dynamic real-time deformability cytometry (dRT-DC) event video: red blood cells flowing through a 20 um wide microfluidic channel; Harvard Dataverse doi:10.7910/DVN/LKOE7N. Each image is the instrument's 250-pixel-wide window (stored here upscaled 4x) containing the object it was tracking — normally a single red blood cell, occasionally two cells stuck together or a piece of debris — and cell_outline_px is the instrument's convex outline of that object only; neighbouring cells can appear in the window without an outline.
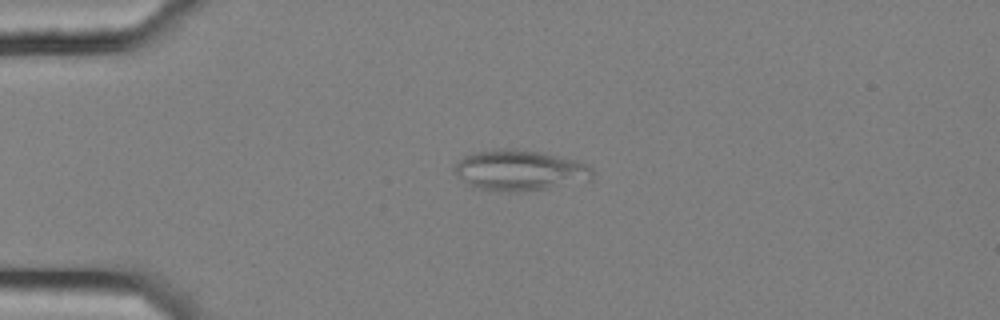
{"species": "common noctule bat (a hibernating species)", "species_latin": "Nyctalus noctula", "temperature_condition": "cold", "stored_images_in_passage": 3, "camera_frame_rate_fps": 3000, "um_per_image_px": 0.085, "animal": {"sex": "female", "body_mass_g": 25.1}, "frame": {"image": 1, "passage_image": 1, "time_ms": 0.0, "image_size_px": [1000, 320], "cell_outline_px": [[592, 180], [548, 188], [524, 192], [508, 192], [480, 188], [468, 184], [456, 176], [452, 168], [464, 156], [476, 152], [492, 148], [516, 148], [540, 152], [576, 160], [592, 168]], "centroid_in_image_um": [44.16, 14.47], "position_along_channel_um": 40.8, "area_um2": 32.83}}